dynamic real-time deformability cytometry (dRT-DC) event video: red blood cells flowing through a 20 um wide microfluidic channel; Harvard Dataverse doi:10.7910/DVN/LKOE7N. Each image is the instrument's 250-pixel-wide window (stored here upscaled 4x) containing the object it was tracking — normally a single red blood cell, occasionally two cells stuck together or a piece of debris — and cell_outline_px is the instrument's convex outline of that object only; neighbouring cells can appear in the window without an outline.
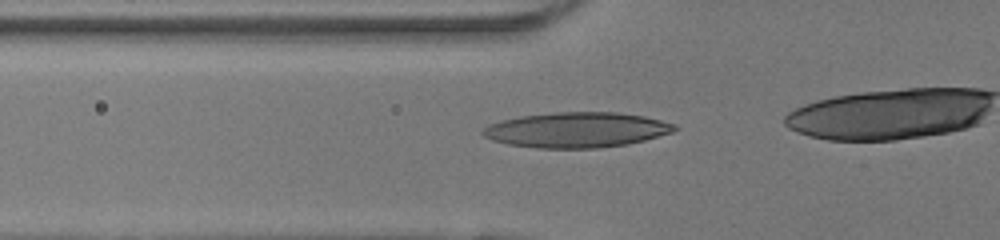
{"species": "human", "species_latin": "Homo sapiens", "temperature_condition": "room temperature", "stored_images_in_passage": 25, "camera_frame_rate_fps": 3000, "um_per_image_px": 0.085, "donor": {"sex": "female"}, "frame": {"image": 1, "passage_image": 2, "time_ms": 0.333, "image_size_px": [1000, 240], "cell_outline_px": [[680, 128], [672, 132], [644, 140], [628, 144], [600, 148], [536, 148], [508, 144], [492, 140], [484, 136], [480, 132], [488, 124], [500, 120], [520, 116], [556, 112], [616, 112], [644, 116], [676, 124]], "centroid_in_image_um": [49.0, 11.04], "position_along_channel_um": 76.8, "area_um2": 39.54}}
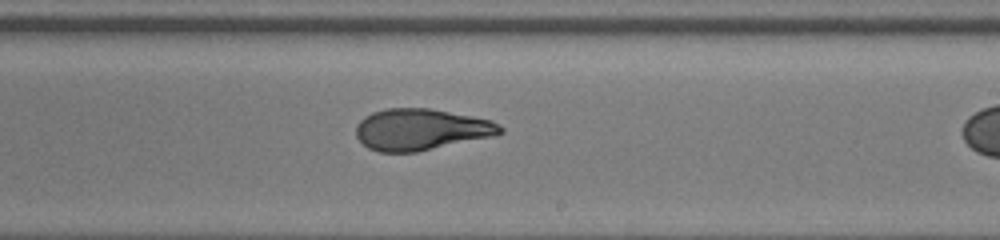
{"frame": {"image": 2, "passage_image": 15, "time_ms": 4.667, "image_size_px": [1000, 240], "cell_outline_px": [[504, 132], [496, 136], [416, 152], [380, 152], [368, 148], [356, 136], [356, 124], [364, 116], [372, 112], [384, 108], [428, 108], [472, 116], [492, 120], [500, 124], [504, 128]], "centroid_in_image_um": [35.81, 11.0], "position_along_channel_um": 253.2, "area_um2": 35.08}}
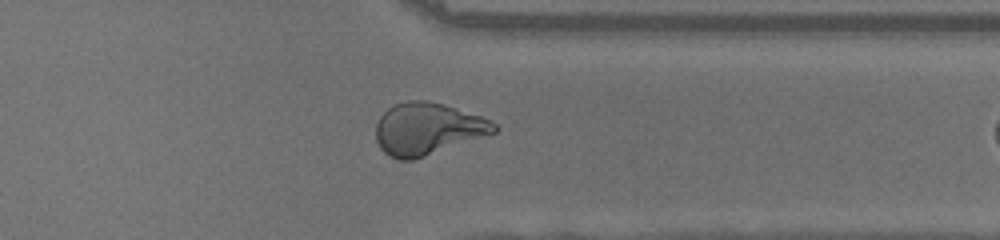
{"frame": {"image": 3, "passage_image": 24, "time_ms": 7.667, "image_size_px": [1000, 240], "cell_outline_px": [[500, 128], [496, 132], [412, 160], [400, 160], [388, 156], [380, 148], [376, 140], [376, 124], [380, 116], [388, 108], [396, 104], [408, 100], [424, 100], [456, 108], [480, 116], [496, 124]], "centroid_in_image_um": [36.31, 10.95], "position_along_channel_um": 375.1, "area_um2": 35.43}}